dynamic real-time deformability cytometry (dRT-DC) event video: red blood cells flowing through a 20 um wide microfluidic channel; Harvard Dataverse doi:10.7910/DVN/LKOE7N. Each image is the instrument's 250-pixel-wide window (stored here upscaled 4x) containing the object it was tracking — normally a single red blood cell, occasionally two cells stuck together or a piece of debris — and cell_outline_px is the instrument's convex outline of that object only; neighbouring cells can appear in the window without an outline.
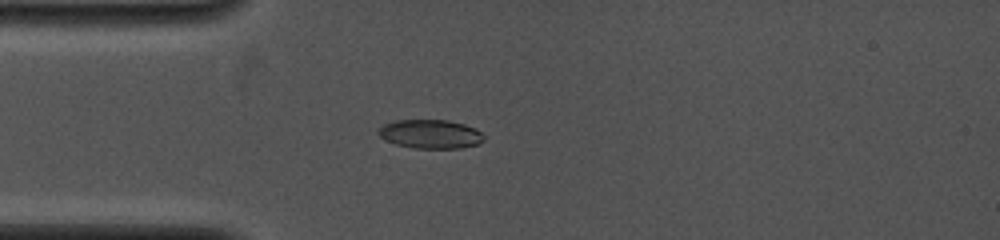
{"species": "common noctule bat (a hibernating species)", "species_latin": "Nyctalus noctula", "temperature_condition": "cold", "stored_images_in_passage": 10, "camera_frame_rate_fps": 4000, "um_per_image_px": 0.085, "animal": {"sex": "female", "body_mass_g": 19.0, "forearm_length_mm": 53.3}, "frame": {"image": 1, "passage_image": 7, "time_ms": 4.0, "image_size_px": [1000, 240], "cell_outline_px": [[484, 140], [480, 144], [460, 148], [416, 148], [396, 144], [380, 136], [376, 132], [384, 124], [396, 120], [448, 120], [464, 124], [476, 128], [484, 136]], "centroid_in_image_um": [36.62, 11.39], "position_along_channel_um": 48.4, "area_um2": 17.69}}
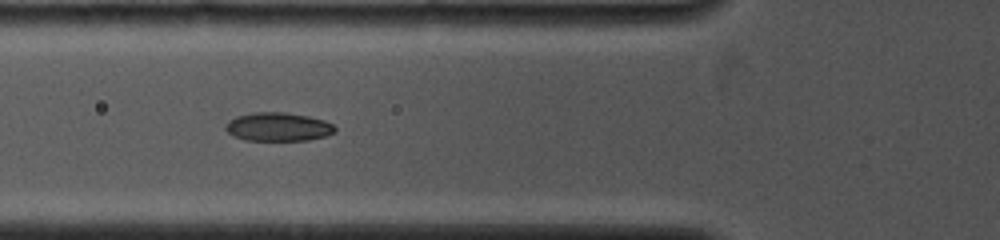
{"frame": {"image": 2, "passage_image": 9, "time_ms": 5.5, "image_size_px": [1000, 240], "cell_outline_px": [[336, 132], [324, 136], [308, 140], [244, 140], [232, 136], [224, 128], [224, 124], [228, 120], [236, 116], [252, 112], [284, 112], [308, 116], [324, 120], [332, 124], [336, 128]], "centroid_in_image_um": [23.6, 10.77], "position_along_channel_um": 102.2, "area_um2": 18.38}}